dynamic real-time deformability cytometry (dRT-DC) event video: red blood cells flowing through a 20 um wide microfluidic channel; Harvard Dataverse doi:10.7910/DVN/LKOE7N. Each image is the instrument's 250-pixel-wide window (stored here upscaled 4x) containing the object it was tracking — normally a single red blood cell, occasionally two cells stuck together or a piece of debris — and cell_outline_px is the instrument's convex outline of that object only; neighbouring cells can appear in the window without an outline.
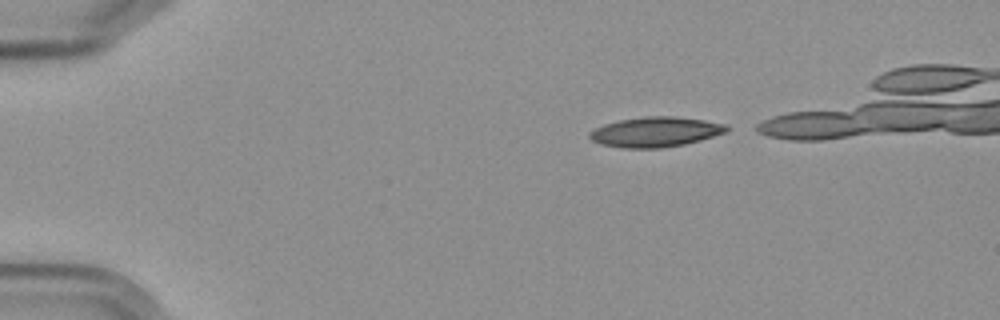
{"species": "Egyptian fruit bat (a non-hibernating species)", "species_latin": "Rousettus aegyptiacus", "temperature_condition": "cold", "stored_images_in_passage": 3, "camera_frame_rate_fps": 3000, "um_per_image_px": 0.085, "frame": {"image": 1, "passage_image": 1, "time_ms": 0.0, "image_size_px": [1000, 320], "cell_outline_px": [[728, 132], [700, 140], [684, 144], [660, 148], [624, 148], [604, 144], [592, 140], [588, 136], [588, 132], [604, 124], [620, 120], [644, 116], [676, 116], [704, 120], [724, 124], [728, 128]], "centroid_in_image_um": [55.72, 11.21], "position_along_channel_um": 29.3, "area_um2": 23.81}}